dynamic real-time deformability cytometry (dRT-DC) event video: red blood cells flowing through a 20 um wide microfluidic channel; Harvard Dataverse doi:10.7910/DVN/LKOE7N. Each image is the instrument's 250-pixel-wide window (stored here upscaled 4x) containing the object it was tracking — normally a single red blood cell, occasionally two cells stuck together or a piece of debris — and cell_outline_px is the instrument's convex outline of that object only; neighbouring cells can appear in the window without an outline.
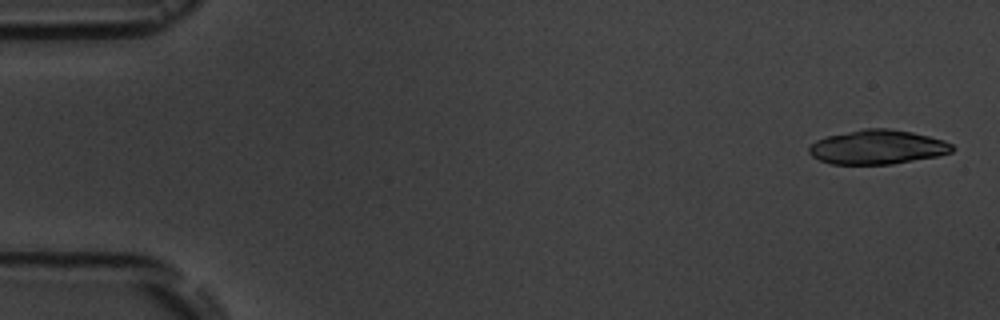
{"species": "common noctule bat (a hibernating species)", "species_latin": "Nyctalus noctula", "temperature_condition": "room temperature", "stored_images_in_passage": 6, "segment_of_instrument_passage": [1, 2], "camera_frame_rate_fps": 3000, "um_per_image_px": 0.085, "animal": {"sex": "male", "body_mass_g": 19.5, "forearm_length_mm": 54.6}, "frame": {"image": 1, "passage_image": 1, "time_ms": 0.0, "image_size_px": [1000, 320], "cell_outline_px": [[956, 148], [952, 152], [940, 156], [892, 164], [832, 164], [820, 160], [812, 156], [808, 152], [808, 148], [816, 140], [828, 136], [864, 128], [888, 128], [912, 132], [944, 140], [952, 144]], "centroid_in_image_um": [74.62, 12.51], "position_along_channel_um": 10.4, "area_um2": 28.67}}